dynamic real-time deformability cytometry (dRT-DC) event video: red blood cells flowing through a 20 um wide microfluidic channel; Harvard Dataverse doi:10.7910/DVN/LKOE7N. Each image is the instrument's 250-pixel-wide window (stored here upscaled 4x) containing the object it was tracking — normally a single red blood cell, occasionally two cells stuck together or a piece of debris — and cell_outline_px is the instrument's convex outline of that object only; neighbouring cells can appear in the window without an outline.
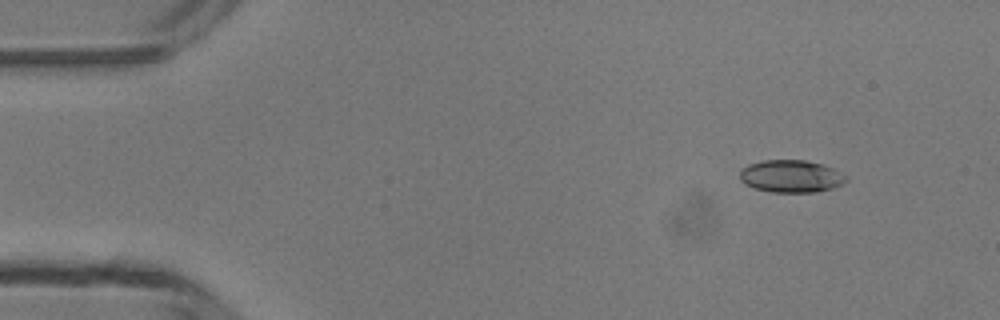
{"species": "common noctule bat (a hibernating species)", "species_latin": "Nyctalus noctula", "temperature_condition": "room temperature", "stored_images_in_passage": 5, "camera_frame_rate_fps": 3000, "um_per_image_px": 0.085, "animal": {"sex": "male", "body_mass_g": 13.3}, "frame": {"image": 1, "passage_image": 1, "time_ms": 0.0, "image_size_px": [1000, 320], "cell_outline_px": [[848, 180], [832, 188], [816, 192], [772, 192], [756, 188], [744, 184], [740, 180], [740, 168], [748, 164], [764, 160], [804, 160], [824, 164], [848, 176]], "centroid_in_image_um": [67.23, 14.97], "position_along_channel_um": 17.8, "area_um2": 20.17}}
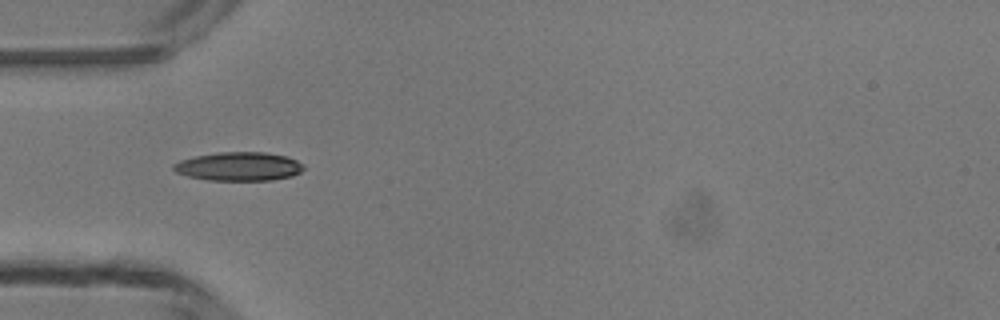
{"frame": {"image": 2, "passage_image": 4, "time_ms": 3.333, "image_size_px": [1000, 320], "cell_outline_px": [[304, 168], [300, 172], [292, 176], [272, 180], [208, 180], [188, 176], [176, 172], [172, 168], [172, 164], [180, 160], [196, 156], [216, 152], [264, 152], [288, 156], [304, 164]], "centroid_in_image_um": [20.31, 14.14], "position_along_channel_um": 64.7, "area_um2": 21.85}}
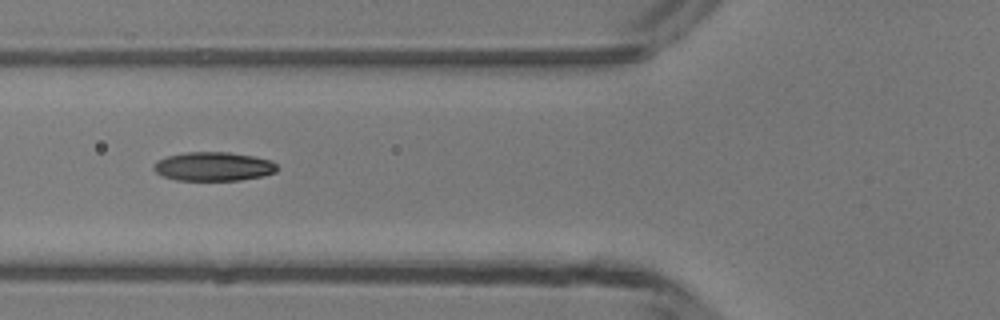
{"frame": {"image": 3, "passage_image": 5, "time_ms": 4.333, "image_size_px": [1000, 320], "cell_outline_px": [[276, 172], [264, 176], [240, 180], [176, 180], [164, 176], [156, 172], [152, 168], [152, 164], [156, 160], [168, 156], [184, 152], [228, 152], [252, 156], [272, 160], [276, 164]], "centroid_in_image_um": [18.12, 14.15], "position_along_channel_um": 107.7, "area_um2": 20.87}}